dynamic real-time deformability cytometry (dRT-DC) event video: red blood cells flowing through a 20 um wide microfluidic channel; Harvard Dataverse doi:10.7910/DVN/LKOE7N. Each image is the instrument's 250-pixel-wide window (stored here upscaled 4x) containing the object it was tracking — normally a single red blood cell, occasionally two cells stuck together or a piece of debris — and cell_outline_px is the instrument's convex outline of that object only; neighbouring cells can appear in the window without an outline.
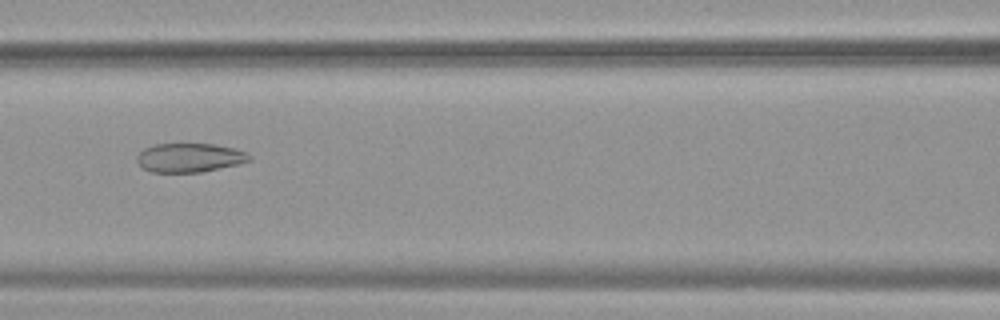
{"species": "common noctule bat (a hibernating species)", "species_latin": "Nyctalus noctula", "temperature_condition": "warm", "stored_images_in_passage": 54, "camera_frame_rate_fps": 3000, "um_per_image_px": 0.085, "animal": {"sex": "female", "body_mass_g": 19.9}, "frame": {"image": 1, "passage_image": 25, "time_ms": 8.0, "image_size_px": [1000, 320], "cell_outline_px": [[252, 160], [240, 164], [200, 172], [152, 172], [144, 168], [136, 160], [136, 156], [144, 148], [152, 144], [212, 144], [232, 148], [244, 152], [252, 156]], "centroid_in_image_um": [16.11, 13.4], "position_along_channel_um": 150.5, "area_um2": 18.9}}
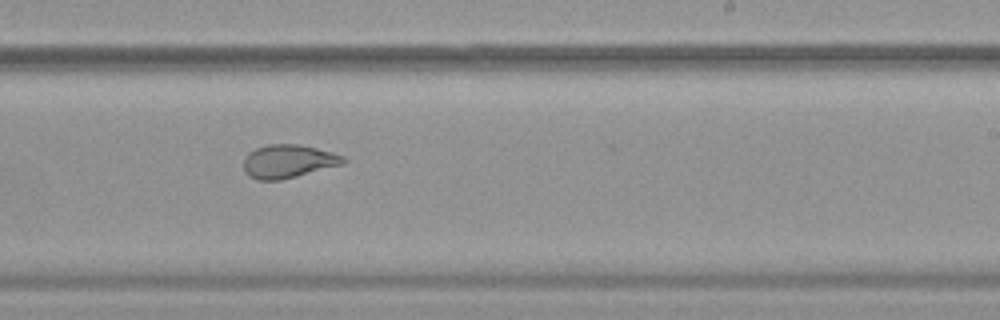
{"frame": {"image": 2, "passage_image": 34, "time_ms": 11.0, "image_size_px": [1000, 320], "cell_outline_px": [[348, 160], [344, 164], [280, 180], [256, 180], [248, 176], [244, 172], [244, 160], [248, 152], [256, 148], [268, 144], [300, 144], [332, 152], [344, 156]], "centroid_in_image_um": [24.5, 13.71], "position_along_channel_um": 264.5, "area_um2": 19.48}}
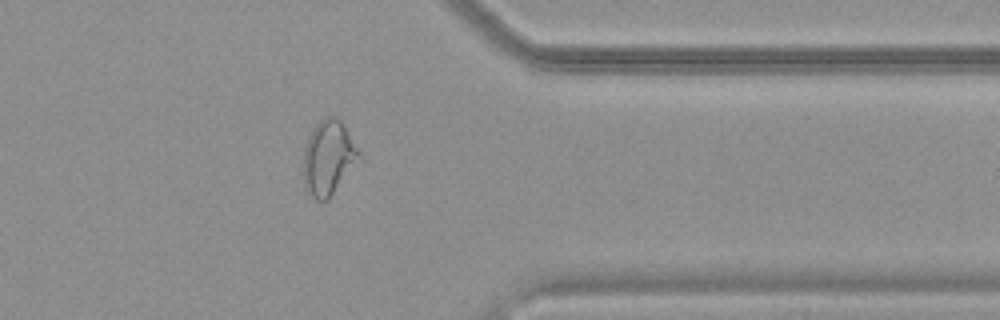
{"frame": {"image": 3, "passage_image": 44, "time_ms": 14.333, "image_size_px": [1000, 320], "cell_outline_px": [[360, 156], [328, 200], [316, 200], [308, 192], [304, 184], [304, 148], [308, 136], [312, 128], [324, 116], [336, 116], [344, 124], [360, 152]], "centroid_in_image_um": [27.89, 13.36], "position_along_channel_um": 383.5, "area_um2": 23.81}, "authors_computed_cell_mechanics": {"area_um2": 25.1141, "velocity_mm_per_s": 3.8202, "shape_relaxation_time_tau1_ms": null, "shape_relaxation_time_tau2_ms": 1.5441, "deformation_change_tau1": null, "deformation_change_tau2": 0.0824}}